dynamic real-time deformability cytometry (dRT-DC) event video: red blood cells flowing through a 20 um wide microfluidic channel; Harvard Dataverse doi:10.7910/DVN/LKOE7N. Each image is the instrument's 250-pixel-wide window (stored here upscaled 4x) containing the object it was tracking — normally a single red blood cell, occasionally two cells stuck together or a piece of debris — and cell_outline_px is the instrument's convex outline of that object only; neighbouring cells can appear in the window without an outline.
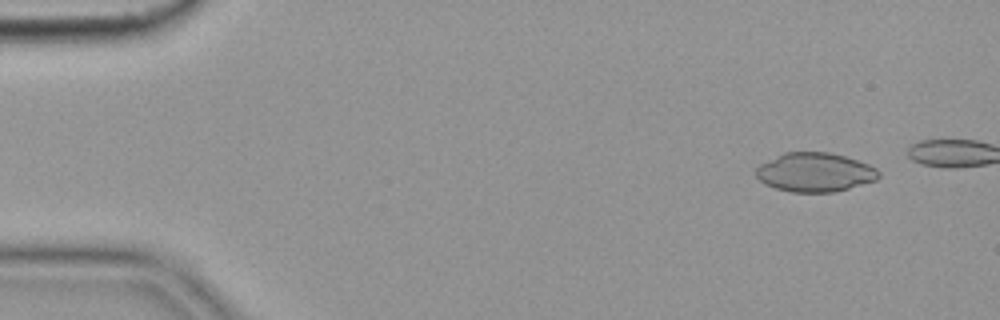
{"species": "common noctule bat (a hibernating species)", "species_latin": "Nyctalus noctula", "temperature_condition": "cold", "stored_images_in_passage": 8, "camera_frame_rate_fps": 3000, "um_per_image_px": 0.085, "animal": {"sex": "female", "body_mass_g": 19.9}, "frame": {"image": 1, "passage_image": 3, "time_ms": 0.667, "image_size_px": [1000, 320], "cell_outline_px": [[880, 176], [876, 180], [848, 188], [832, 192], [792, 192], [776, 188], [764, 184], [756, 176], [756, 168], [760, 164], [784, 152], [828, 152], [844, 156], [868, 164], [876, 168], [880, 172]], "centroid_in_image_um": [69.26, 14.64], "position_along_channel_um": 15.7, "area_um2": 27.74}}